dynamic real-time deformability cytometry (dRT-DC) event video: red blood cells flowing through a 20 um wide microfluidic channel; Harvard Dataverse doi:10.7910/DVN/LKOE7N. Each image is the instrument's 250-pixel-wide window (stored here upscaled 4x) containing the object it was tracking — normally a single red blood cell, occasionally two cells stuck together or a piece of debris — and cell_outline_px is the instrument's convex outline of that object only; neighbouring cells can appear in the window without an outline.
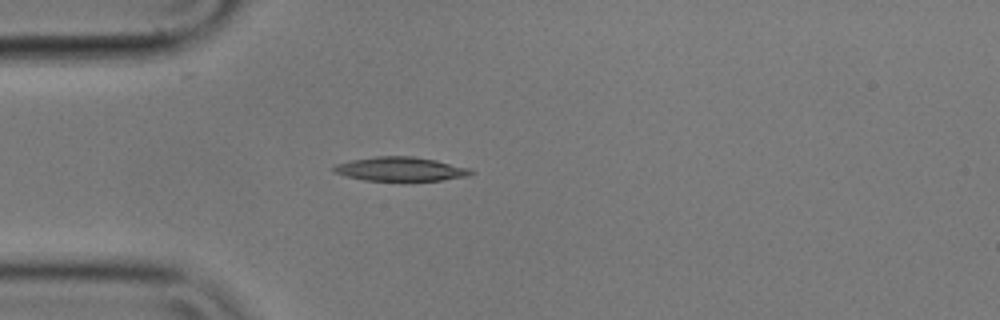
{"species": "common noctule bat (a hibernating species)", "species_latin": "Nyctalus noctula", "temperature_condition": "cold", "stored_images_in_passage": 2, "camera_frame_rate_fps": 3000, "um_per_image_px": 0.085, "animal": {"sex": "male", "body_mass_g": 17.9}, "frame": {"image": 1, "passage_image": 2, "time_ms": 0.333, "image_size_px": [1000, 320], "cell_outline_px": [[476, 172], [468, 176], [440, 180], [364, 180], [332, 172], [332, 168], [336, 164], [352, 160], [376, 156], [412, 156], [436, 160], [468, 168]], "centroid_in_image_um": [34.03, 14.36], "position_along_channel_um": 51.0, "area_um2": 18.96}}